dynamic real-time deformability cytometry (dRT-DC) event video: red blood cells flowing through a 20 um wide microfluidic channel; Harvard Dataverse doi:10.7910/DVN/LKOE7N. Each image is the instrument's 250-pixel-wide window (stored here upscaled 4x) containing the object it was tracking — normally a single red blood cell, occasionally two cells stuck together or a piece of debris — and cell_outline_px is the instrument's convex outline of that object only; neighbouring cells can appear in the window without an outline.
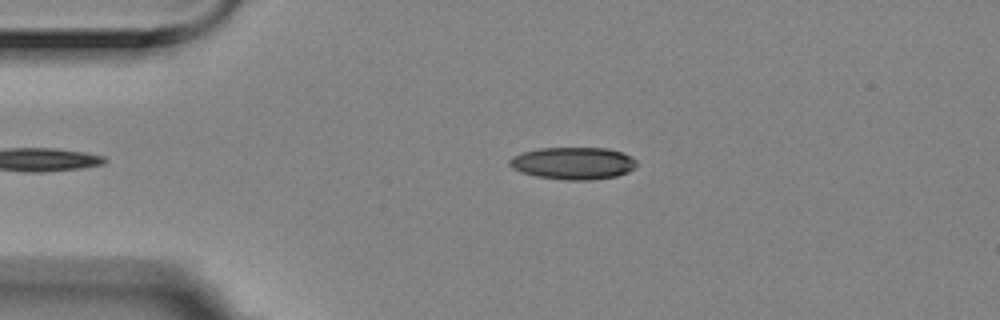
{"species": "Egyptian fruit bat (a non-hibernating species)", "species_latin": "Rousettus aegyptiacus", "temperature_condition": "room temperature", "stored_images_in_passage": 3, "camera_frame_rate_fps": 3000, "um_per_image_px": 0.085, "animal": {"sex": "female"}, "frame": {"image": 1, "passage_image": 1, "time_ms": 0.0, "image_size_px": [1000, 320], "cell_outline_px": [[636, 164], [628, 172], [616, 176], [588, 180], [568, 180], [536, 176], [520, 172], [512, 168], [508, 164], [508, 160], [512, 156], [524, 152], [540, 148], [608, 148], [624, 152], [632, 156], [636, 160]], "centroid_in_image_um": [48.71, 13.87], "position_along_channel_um": 36.3, "area_um2": 23.93}}